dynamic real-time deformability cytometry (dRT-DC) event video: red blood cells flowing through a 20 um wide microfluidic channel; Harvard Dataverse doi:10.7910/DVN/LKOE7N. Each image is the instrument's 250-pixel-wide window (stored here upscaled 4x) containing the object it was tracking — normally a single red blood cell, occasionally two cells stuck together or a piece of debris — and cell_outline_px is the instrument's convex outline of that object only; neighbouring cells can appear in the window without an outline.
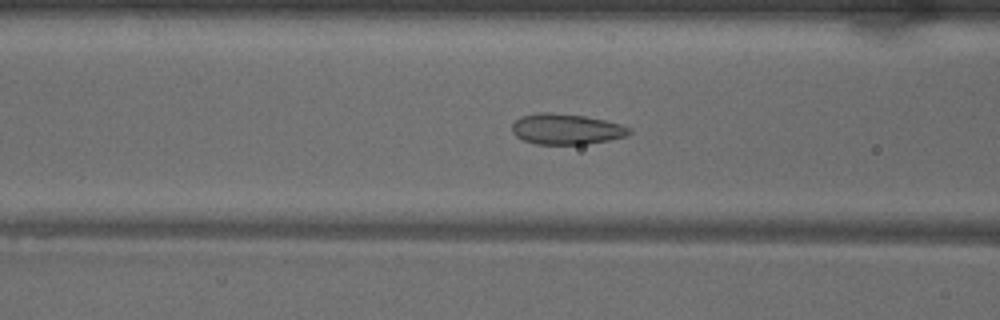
{"species": "common noctule bat (a hibernating species)", "species_latin": "Nyctalus noctula", "temperature_condition": "warm", "stored_images_in_passage": 49, "camera_frame_rate_fps": 3000, "um_per_image_px": 0.085, "animal": {"sex": "male", "body_mass_g": 18.8}, "frame": {"image": 1, "passage_image": 18, "time_ms": 5.667, "image_size_px": [1000, 320], "cell_outline_px": [[632, 132], [628, 136], [608, 140], [584, 144], [536, 144], [524, 140], [516, 136], [512, 132], [512, 124], [520, 116], [540, 112], [548, 112], [584, 116], [604, 120], [620, 124], [632, 128]], "centroid_in_image_um": [48.14, 10.97], "position_along_channel_um": 118.5, "area_um2": 20.92}}
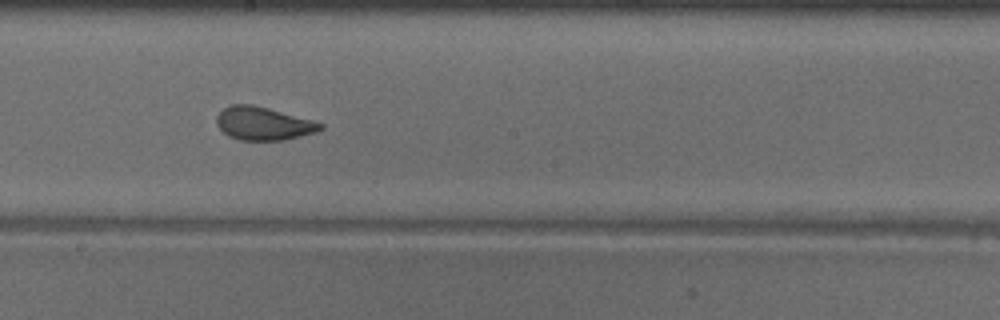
{"frame": {"image": 2, "passage_image": 26, "time_ms": 8.333, "image_size_px": [1000, 320], "cell_outline_px": [[324, 128], [316, 132], [284, 140], [240, 140], [228, 136], [216, 124], [216, 116], [224, 108], [232, 104], [252, 104], [268, 108], [312, 120], [324, 124]], "centroid_in_image_um": [22.38, 10.5], "position_along_channel_um": 225.8, "area_um2": 20.0}}
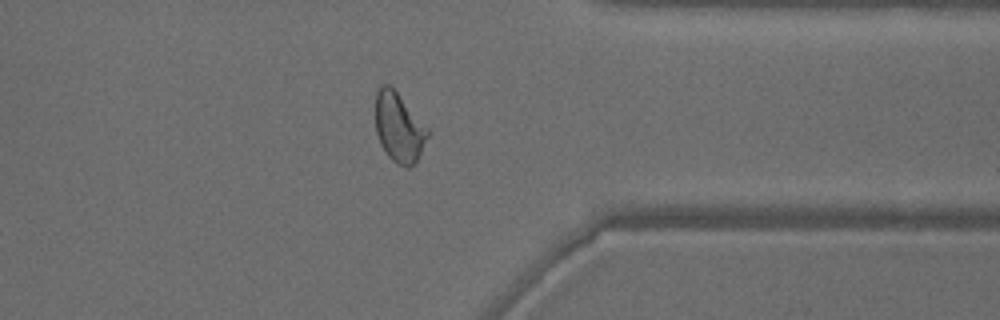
{"frame": {"image": 3, "passage_image": 38, "time_ms": 12.333, "image_size_px": [1000, 320], "cell_outline_px": [[428, 136], [416, 160], [408, 168], [404, 168], [396, 164], [388, 156], [380, 144], [376, 132], [376, 88], [380, 84], [388, 84], [396, 92], [428, 128]], "centroid_in_image_um": [33.87, 10.84], "position_along_channel_um": 377.5, "area_um2": 20.81}, "authors_computed_cell_mechanics": {"area_um2": 22.0796, "velocity_mm_per_s": 4.023, "shape_relaxation_time_tau1_ms": 10.7911, "shape_relaxation_time_tau2_ms": 0.784, "deformation_change_tau1": 0.2353, "deformation_change_tau2": 0.05}}